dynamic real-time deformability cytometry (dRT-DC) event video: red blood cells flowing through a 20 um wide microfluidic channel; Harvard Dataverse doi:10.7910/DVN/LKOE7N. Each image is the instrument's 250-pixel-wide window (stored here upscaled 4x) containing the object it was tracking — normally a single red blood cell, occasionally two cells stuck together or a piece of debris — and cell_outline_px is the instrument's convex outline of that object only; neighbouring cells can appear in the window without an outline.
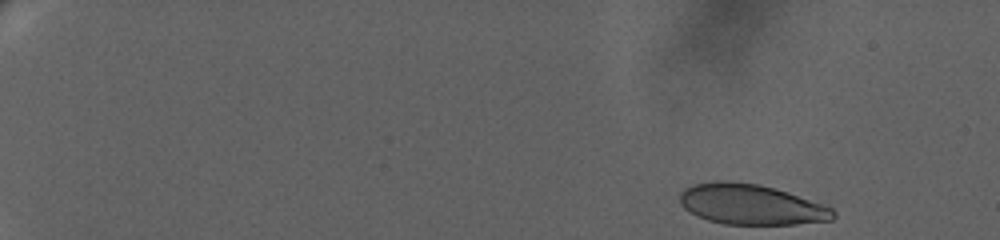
{"species": "human", "species_latin": "Homo sapiens", "temperature_condition": "warm", "stored_images_in_passage": 41, "camera_frame_rate_fps": 3000, "um_per_image_px": 0.085, "donor": {"sex": "female"}, "frame": {"image": 1, "passage_image": 1, "time_ms": 0.0, "image_size_px": [1000, 240], "cell_outline_px": [[836, 216], [832, 220], [796, 224], [724, 224], [708, 220], [696, 216], [684, 208], [680, 204], [680, 192], [684, 188], [692, 184], [716, 180], [728, 180], [760, 184], [788, 192], [832, 208], [836, 212]], "centroid_in_image_um": [63.8, 17.37], "position_along_channel_um": 21.2, "area_um2": 36.3}}
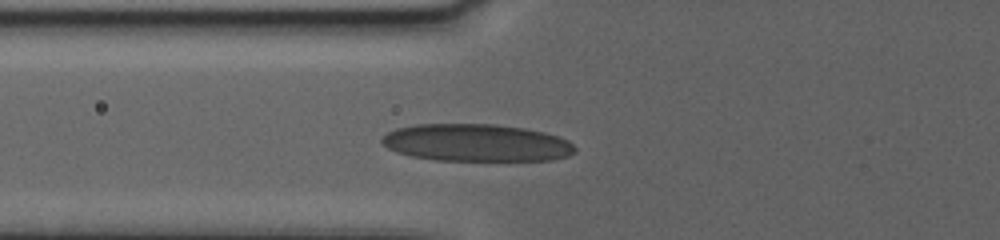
{"frame": {"image": 2, "passage_image": 24, "time_ms": 7.333, "image_size_px": [1000, 240], "cell_outline_px": [[576, 152], [568, 156], [552, 160], [436, 160], [412, 156], [396, 152], [388, 148], [380, 140], [388, 132], [396, 128], [416, 124], [496, 124], [524, 128], [544, 132], [560, 136], [568, 140], [576, 148]], "centroid_in_image_um": [40.52, 12.13], "position_along_channel_um": 85.3, "area_um2": 42.14}}
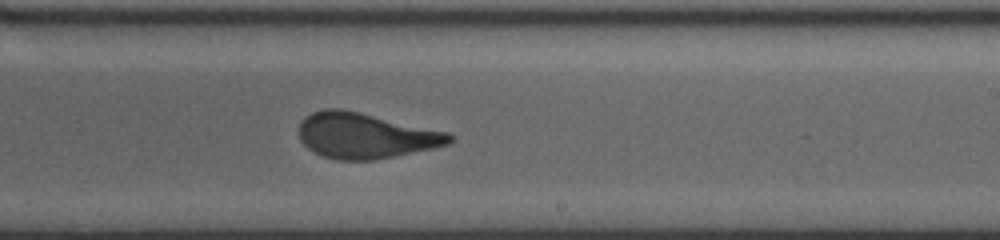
{"frame": {"image": 3, "passage_image": 41, "time_ms": 12.667, "image_size_px": [1000, 240], "cell_outline_px": [[452, 140], [448, 144], [432, 148], [372, 160], [336, 160], [324, 156], [308, 148], [300, 140], [300, 120], [312, 112], [324, 108], [340, 108], [360, 112], [448, 132], [452, 136]], "centroid_in_image_um": [31.02, 11.51], "position_along_channel_um": 258.0, "area_um2": 39.54}}